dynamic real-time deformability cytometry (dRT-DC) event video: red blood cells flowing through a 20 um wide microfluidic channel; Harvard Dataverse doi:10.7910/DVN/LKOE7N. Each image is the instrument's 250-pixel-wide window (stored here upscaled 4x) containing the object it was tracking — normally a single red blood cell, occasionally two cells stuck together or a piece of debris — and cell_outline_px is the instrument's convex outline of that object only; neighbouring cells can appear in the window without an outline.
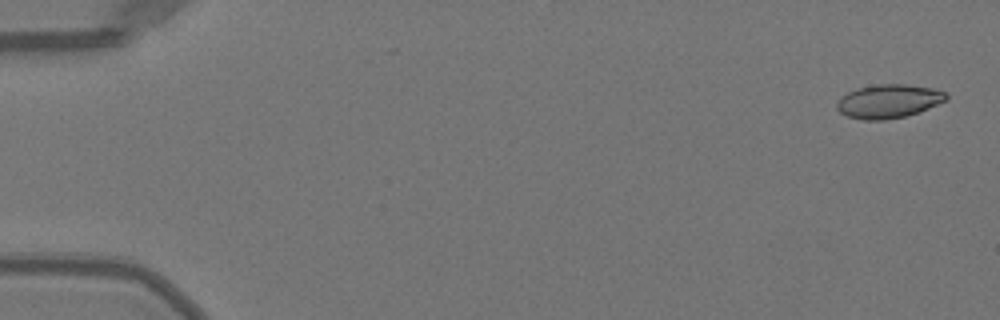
{"species": "Egyptian fruit bat (a non-hibernating species)", "species_latin": "Rousettus aegyptiacus", "temperature_condition": "warm", "stored_images_in_passage": 51, "camera_frame_rate_fps": 3000, "um_per_image_px": 0.085, "animal": {"sex": "female"}, "frame": {"image": 1, "passage_image": 2, "time_ms": 0.333, "image_size_px": [1000, 320], "cell_outline_px": [[948, 100], [928, 108], [904, 116], [884, 120], [860, 120], [848, 116], [840, 112], [836, 108], [836, 104], [840, 96], [848, 92], [860, 88], [880, 84], [908, 84], [932, 88], [944, 92], [948, 96]], "centroid_in_image_um": [75.51, 8.6], "position_along_channel_um": 9.5, "area_um2": 21.33}}
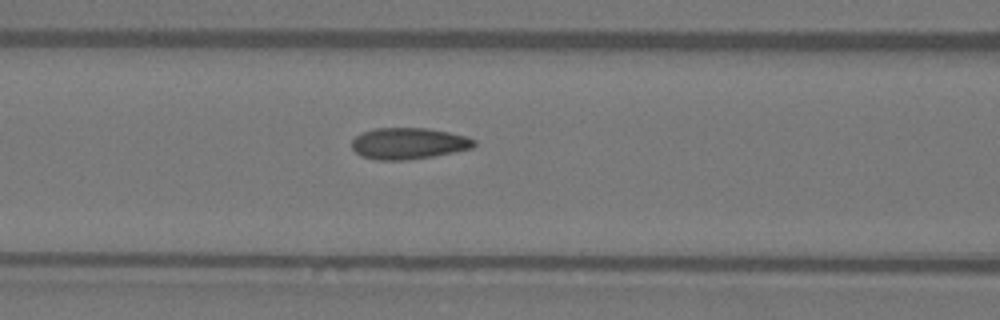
{"frame": {"image": 2, "passage_image": 22, "time_ms": 7.0, "image_size_px": [1000, 320], "cell_outline_px": [[476, 144], [472, 148], [432, 156], [408, 160], [376, 160], [360, 156], [352, 148], [352, 140], [360, 132], [376, 128], [428, 128], [448, 132], [464, 136], [476, 140]], "centroid_in_image_um": [34.68, 12.19], "position_along_channel_um": 131.9, "area_um2": 22.37}}
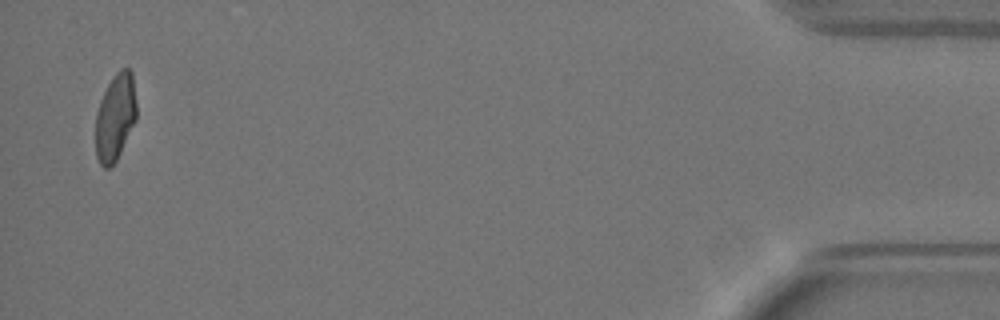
{"frame": {"image": 3, "passage_image": 50, "time_ms": 16.333, "image_size_px": [1000, 320], "cell_outline_px": [[136, 120], [112, 168], [104, 168], [100, 164], [96, 156], [96, 112], [100, 100], [112, 76], [120, 68], [128, 68], [132, 72], [136, 100]], "centroid_in_image_um": [9.8, 9.95], "position_along_channel_um": 425.4, "area_um2": 20.81}, "authors_computed_cell_mechanics": {"area_um2": 21.7906, "velocity_mm_per_s": 4.0369, "shape_relaxation_time_tau1_ms": 7.5546, "shape_relaxation_time_tau2_ms": 1.049, "deformation_change_tau1": 0.2129, "deformation_change_tau2": 0.0597}}